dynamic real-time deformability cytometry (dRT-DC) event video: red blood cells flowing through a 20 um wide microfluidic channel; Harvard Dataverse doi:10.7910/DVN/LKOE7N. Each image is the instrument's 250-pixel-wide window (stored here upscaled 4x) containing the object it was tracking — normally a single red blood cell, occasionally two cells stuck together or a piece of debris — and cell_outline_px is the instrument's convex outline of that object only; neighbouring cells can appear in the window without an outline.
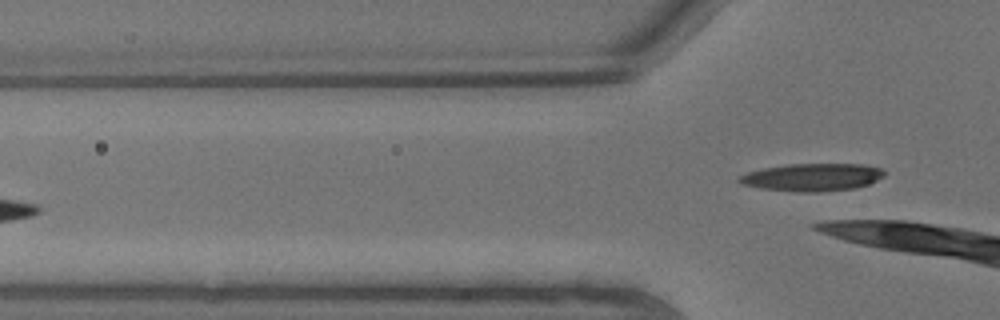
{"species": "common noctule bat (a hibernating species)", "species_latin": "Nyctalus noctula", "temperature_condition": "warm", "stored_images_in_passage": 6, "segment_of_instrument_passage": [2, 2], "camera_frame_rate_fps": 3000, "um_per_image_px": 0.085, "animal": {"sex": "male", "body_mass_g": 13.3}, "frame": {"image": 1, "passage_image": 6, "time_ms": 1.667, "image_size_px": [1000, 320], "cell_outline_px": [[884, 176], [868, 184], [856, 188], [820, 192], [796, 192], [760, 188], [740, 184], [736, 180], [740, 176], [748, 172], [764, 168], [788, 164], [860, 164], [880, 168], [884, 172]], "centroid_in_image_um": [69.01, 15.07], "position_along_channel_um": 56.8, "area_um2": 23.35}}